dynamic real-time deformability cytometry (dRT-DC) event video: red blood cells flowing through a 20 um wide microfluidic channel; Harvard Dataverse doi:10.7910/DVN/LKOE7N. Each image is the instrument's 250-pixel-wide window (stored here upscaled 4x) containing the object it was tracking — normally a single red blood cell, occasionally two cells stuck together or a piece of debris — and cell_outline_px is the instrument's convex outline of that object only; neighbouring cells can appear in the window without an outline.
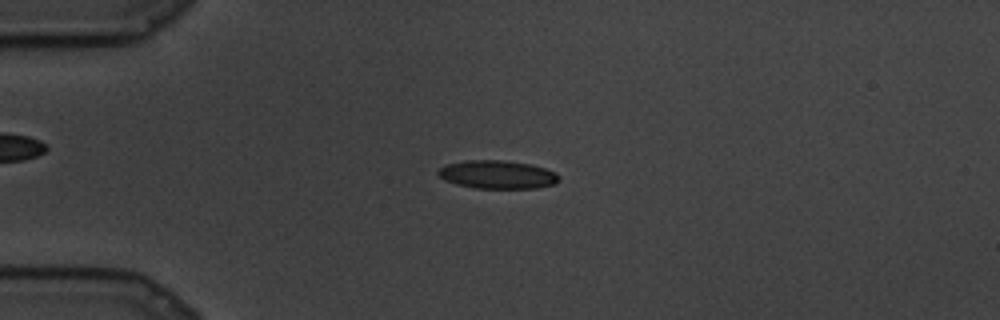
{"species": "common noctule bat (a hibernating species)", "species_latin": "Nyctalus noctula", "temperature_condition": "cold", "stored_images_in_passage": 74, "camera_frame_rate_fps": 3000, "um_per_image_px": 0.085, "animal": {"sex": "male", "body_mass_g": 19.5, "forearm_length_mm": 54.6}, "frame": {"image": 1, "passage_image": 10, "time_ms": 3.0, "image_size_px": [1000, 320], "cell_outline_px": [[560, 180], [556, 184], [536, 188], [476, 188], [456, 184], [444, 180], [436, 172], [444, 164], [468, 160], [500, 160], [532, 164], [556, 172], [560, 176]], "centroid_in_image_um": [42.3, 14.84], "position_along_channel_um": 42.7, "area_um2": 20.06}}
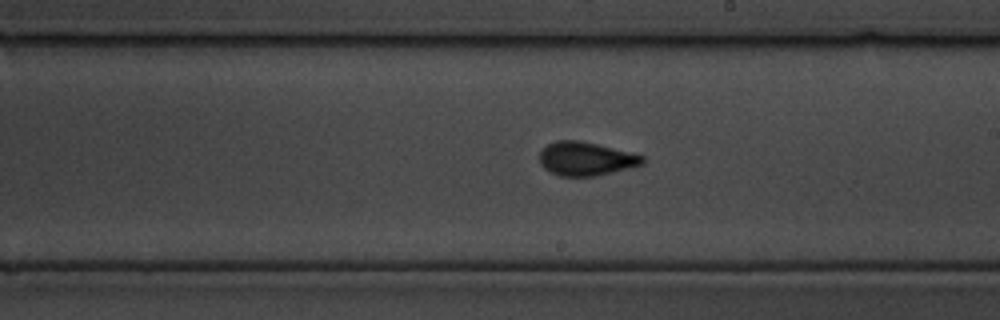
{"frame": {"image": 2, "passage_image": 38, "time_ms": 12.333, "image_size_px": [1000, 320], "cell_outline_px": [[644, 164], [596, 176], [560, 176], [544, 168], [540, 164], [540, 152], [548, 144], [556, 140], [580, 140], [632, 152], [644, 156]], "centroid_in_image_um": [49.81, 13.49], "position_along_channel_um": 239.2, "area_um2": 20.17}}
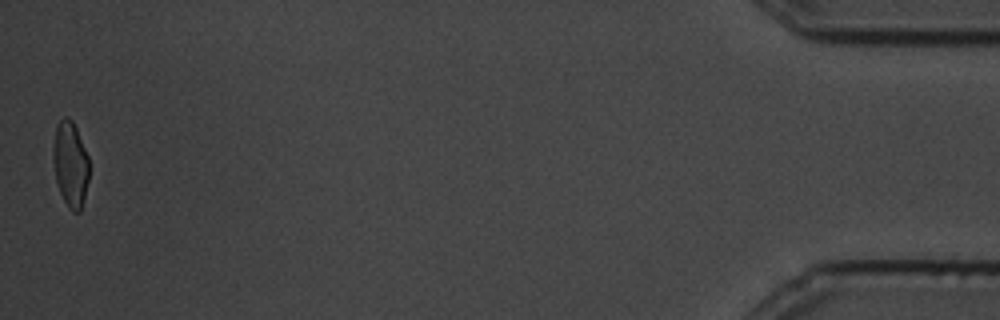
{"frame": {"image": 3, "passage_image": 73, "time_ms": 24.0, "image_size_px": [1000, 320], "cell_outline_px": [[88, 180], [84, 200], [80, 212], [72, 212], [68, 208], [60, 192], [56, 180], [52, 156], [52, 148], [56, 128], [60, 120], [64, 116], [68, 116], [72, 120], [76, 128], [88, 156]], "centroid_in_image_um": [5.97, 13.96], "position_along_channel_um": 429.2, "area_um2": 17.92}}